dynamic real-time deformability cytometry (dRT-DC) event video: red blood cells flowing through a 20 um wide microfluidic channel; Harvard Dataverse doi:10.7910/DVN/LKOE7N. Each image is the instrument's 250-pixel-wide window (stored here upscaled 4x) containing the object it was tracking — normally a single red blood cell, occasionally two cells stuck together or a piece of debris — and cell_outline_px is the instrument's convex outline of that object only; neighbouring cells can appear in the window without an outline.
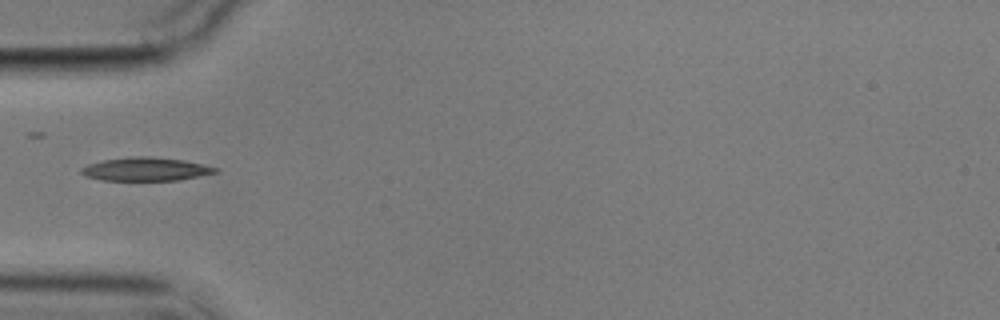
{"species": "common noctule bat (a hibernating species)", "species_latin": "Nyctalus noctula", "temperature_condition": "cold", "stored_images_in_passage": 6, "camera_frame_rate_fps": 3000, "um_per_image_px": 0.085, "animal": {"sex": "male", "body_mass_g": 17.9}, "frame": {"image": 1, "passage_image": 6, "time_ms": 5.667, "image_size_px": [1000, 320], "cell_outline_px": [[220, 168], [216, 172], [176, 180], [100, 180], [84, 176], [80, 172], [80, 168], [88, 164], [104, 160], [132, 156], [148, 156], [184, 160]], "centroid_in_image_um": [12.33, 14.37], "position_along_channel_um": 72.7, "area_um2": 18.15}}